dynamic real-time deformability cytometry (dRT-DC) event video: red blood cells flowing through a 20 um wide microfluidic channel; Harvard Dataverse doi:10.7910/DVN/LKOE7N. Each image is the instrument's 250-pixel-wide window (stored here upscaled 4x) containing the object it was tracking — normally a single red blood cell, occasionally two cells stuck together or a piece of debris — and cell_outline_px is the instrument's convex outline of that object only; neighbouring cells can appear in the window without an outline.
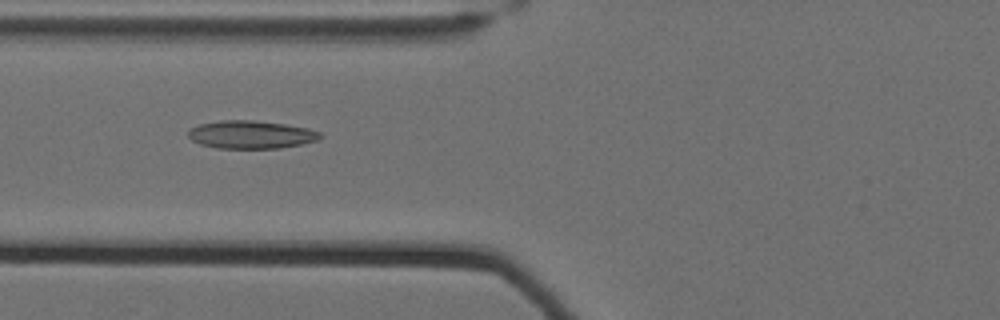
{"species": "Egyptian fruit bat (a non-hibernating species)", "species_latin": "Rousettus aegyptiacus", "temperature_condition": "cold", "stored_images_in_passage": 61, "camera_frame_rate_fps": 3000, "um_per_image_px": 0.085, "animal": {"sex": "female"}, "frame": {"image": 1, "passage_image": 27, "time_ms": 8.667, "image_size_px": [1000, 320], "cell_outline_px": [[324, 136], [320, 140], [280, 148], [216, 148], [200, 144], [192, 140], [188, 136], [188, 128], [200, 124], [220, 120], [252, 120], [284, 124], [308, 128], [320, 132]], "centroid_in_image_um": [21.34, 11.44], "position_along_channel_um": 104.5, "area_um2": 21.62}}
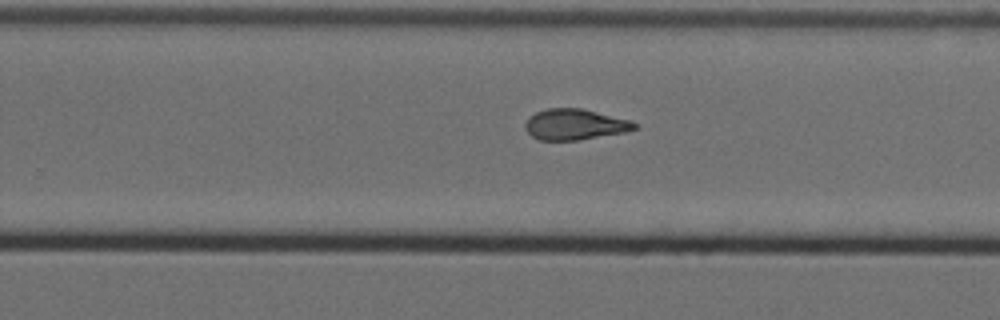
{"frame": {"image": 2, "passage_image": 42, "time_ms": 13.667, "image_size_px": [1000, 320], "cell_outline_px": [[636, 128], [628, 132], [580, 140], [540, 140], [532, 136], [524, 128], [524, 124], [528, 116], [536, 112], [548, 108], [580, 108], [632, 120], [636, 124]], "centroid_in_image_um": [48.86, 10.58], "position_along_channel_um": 280.9, "area_um2": 19.83}}
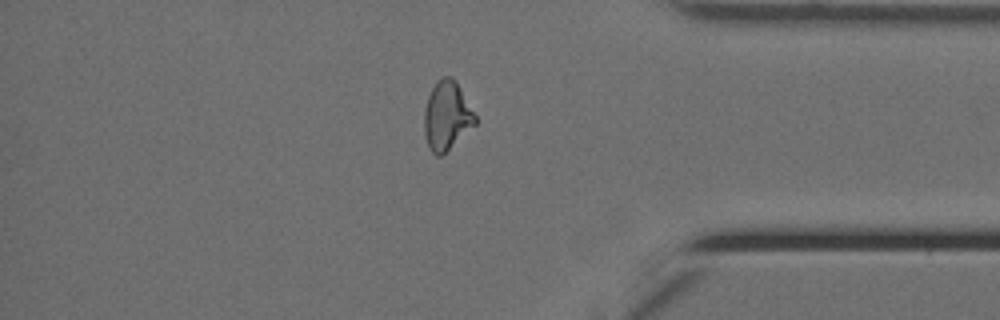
{"frame": {"image": 3, "passage_image": 53, "time_ms": 17.333, "image_size_px": [1000, 320], "cell_outline_px": [[476, 124], [440, 156], [436, 156], [428, 148], [424, 132], [424, 112], [428, 96], [436, 80], [440, 76], [452, 76], [456, 80], [476, 116]], "centroid_in_image_um": [37.96, 9.81], "position_along_channel_um": 397.2, "area_um2": 20.4}, "authors_computed_cell_mechanics": {"area_um2": 20.519, "velocity_mm_per_s": 3.5178, "shape_relaxation_time_tau1_ms": null, "shape_relaxation_time_tau2_ms": 1.9465, "deformation_change_tau1": null, "deformation_change_tau2": 0.0864}}